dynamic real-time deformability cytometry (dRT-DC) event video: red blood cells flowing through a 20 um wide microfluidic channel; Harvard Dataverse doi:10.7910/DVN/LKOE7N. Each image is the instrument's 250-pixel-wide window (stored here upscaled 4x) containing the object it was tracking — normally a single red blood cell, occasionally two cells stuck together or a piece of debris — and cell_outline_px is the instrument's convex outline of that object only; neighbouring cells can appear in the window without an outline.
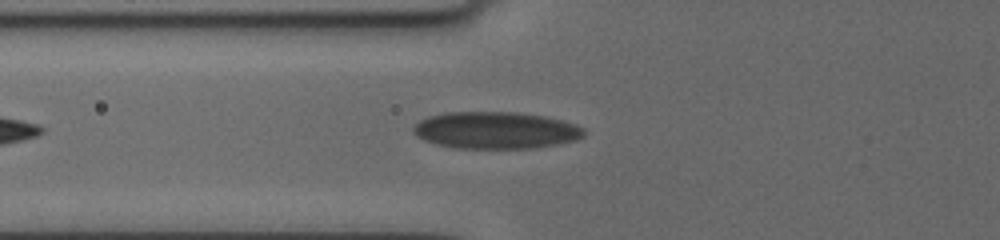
{"species": "human", "species_latin": "Homo sapiens", "temperature_condition": "cold", "stored_images_in_passage": 11, "camera_frame_rate_fps": 3000, "um_per_image_px": 0.085, "donor": {"sex": "female"}, "frame": {"image": 1, "passage_image": 7, "time_ms": 1.333, "image_size_px": [1000, 240], "cell_outline_px": [[584, 136], [576, 140], [560, 144], [536, 148], [452, 148], [436, 144], [424, 140], [416, 136], [412, 132], [412, 128], [420, 120], [428, 116], [444, 112], [516, 112], [544, 116], [560, 120], [584, 128]], "centroid_in_image_um": [42.1, 11.08], "position_along_channel_um": 83.7, "area_um2": 36.93}}